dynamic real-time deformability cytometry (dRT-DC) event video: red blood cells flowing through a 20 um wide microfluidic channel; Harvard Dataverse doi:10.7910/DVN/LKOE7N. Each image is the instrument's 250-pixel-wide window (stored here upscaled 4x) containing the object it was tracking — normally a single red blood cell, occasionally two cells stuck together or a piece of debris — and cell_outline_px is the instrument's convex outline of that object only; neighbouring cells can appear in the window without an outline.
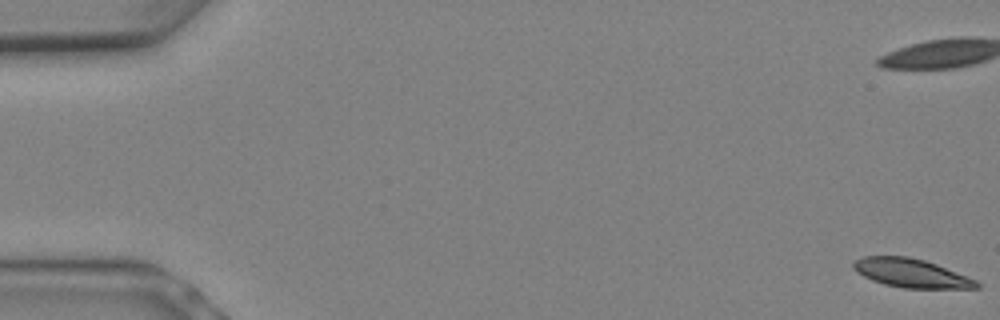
{"species": "Egyptian fruit bat (a non-hibernating species)", "species_latin": "Rousettus aegyptiacus", "temperature_condition": "warm", "stored_images_in_passage": 23, "camera_frame_rate_fps": 3000, "um_per_image_px": 0.085, "animal": {"sex": "female"}, "frame": {"image": 1, "passage_image": 1, "time_ms": 0.0, "image_size_px": [1000, 320], "cell_outline_px": [[980, 288], [904, 288], [884, 284], [872, 280], [856, 272], [852, 268], [852, 264], [856, 260], [864, 256], [908, 256], [924, 260], [936, 264], [976, 280], [980, 284]], "centroid_in_image_um": [77.42, 23.21], "position_along_channel_um": 7.6, "area_um2": 20.46}}